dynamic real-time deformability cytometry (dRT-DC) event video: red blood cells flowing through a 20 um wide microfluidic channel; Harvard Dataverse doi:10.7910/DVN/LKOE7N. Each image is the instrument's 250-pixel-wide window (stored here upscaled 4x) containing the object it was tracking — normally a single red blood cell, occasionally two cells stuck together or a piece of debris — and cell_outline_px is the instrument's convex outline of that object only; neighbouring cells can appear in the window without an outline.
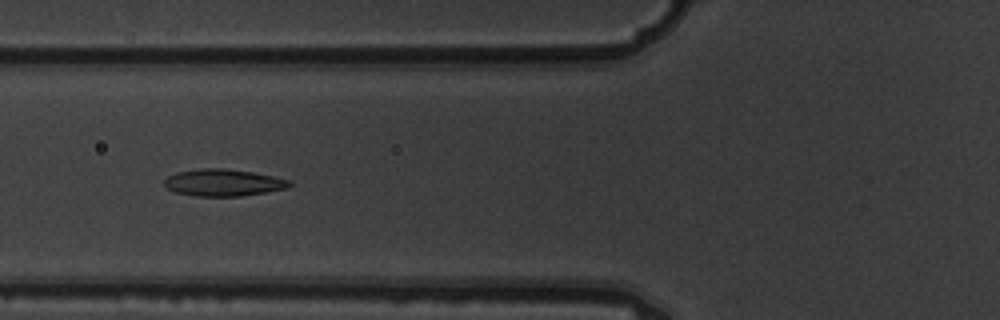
{"species": "common noctule bat (a hibernating species)", "species_latin": "Nyctalus noctula", "temperature_condition": "warm", "stored_images_in_passage": 8, "camera_frame_rate_fps": 3000, "um_per_image_px": 0.085, "animal": {"sex": "male", "body_mass_g": 19.5, "forearm_length_mm": 54.6}, "frame": {"image": 1, "passage_image": 6, "time_ms": 1.667, "image_size_px": [1000, 320], "cell_outline_px": [[292, 184], [288, 188], [240, 196], [196, 196], [176, 192], [168, 188], [164, 184], [164, 180], [168, 176], [176, 172], [200, 168], [224, 168], [252, 172], [292, 180]], "centroid_in_image_um": [18.99, 15.51], "position_along_channel_um": 106.8, "area_um2": 19.59}}
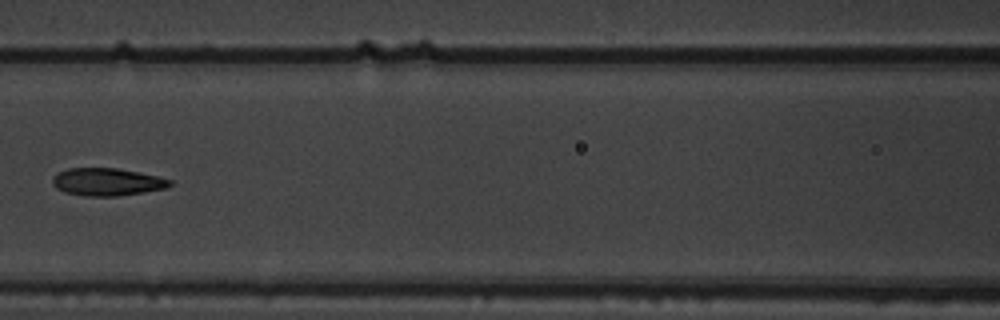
{"frame": {"image": 2, "passage_image": 7, "time_ms": 2.0, "image_size_px": [1000, 320], "cell_outline_px": [[172, 184], [164, 188], [144, 192], [116, 196], [84, 196], [64, 192], [56, 188], [52, 184], [52, 176], [68, 168], [116, 168], [156, 176], [172, 180]], "centroid_in_image_um": [9.05, 15.47], "position_along_channel_um": 157.5, "area_um2": 18.73}}
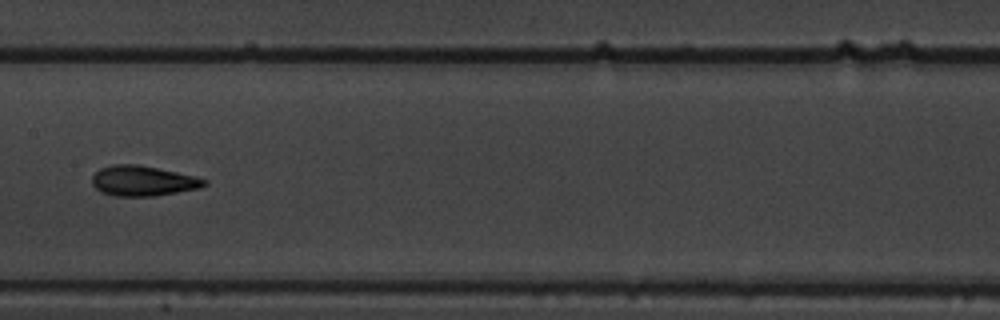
{"frame": {"image": 3, "passage_image": 8, "time_ms": 2.333, "image_size_px": [1000, 320], "cell_outline_px": [[208, 184], [200, 188], [156, 196], [116, 196], [100, 192], [92, 184], [92, 176], [100, 168], [112, 164], [136, 164], [196, 176], [208, 180]], "centroid_in_image_um": [12.16, 15.38], "position_along_channel_um": 195.2, "area_um2": 19.83}}